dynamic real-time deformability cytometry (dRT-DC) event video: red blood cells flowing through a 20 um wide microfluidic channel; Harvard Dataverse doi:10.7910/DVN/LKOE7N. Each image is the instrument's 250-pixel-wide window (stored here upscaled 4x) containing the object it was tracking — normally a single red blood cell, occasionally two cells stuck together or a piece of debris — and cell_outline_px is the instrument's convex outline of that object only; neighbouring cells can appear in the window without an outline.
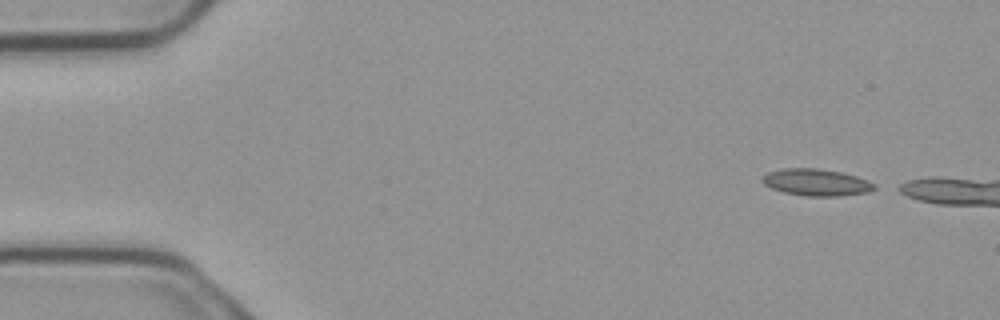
{"species": "common noctule bat (a hibernating species)", "species_latin": "Nyctalus noctula", "temperature_condition": "cold", "stored_images_in_passage": 5, "camera_frame_rate_fps": 3000, "um_per_image_px": 0.085, "animal": {"sex": "male", "body_mass_g": 23.1, "forearm_length_mm": 52.7}, "frame": {"image": 1, "passage_image": 1, "time_ms": 0.0, "image_size_px": [1000, 320], "cell_outline_px": [[876, 188], [868, 192], [840, 196], [804, 196], [784, 192], [772, 188], [764, 184], [760, 180], [760, 176], [768, 172], [784, 168], [820, 168], [840, 172], [856, 176], [868, 180], [876, 184]], "centroid_in_image_um": [69.37, 15.49], "position_along_channel_um": 15.6, "area_um2": 17.69}}
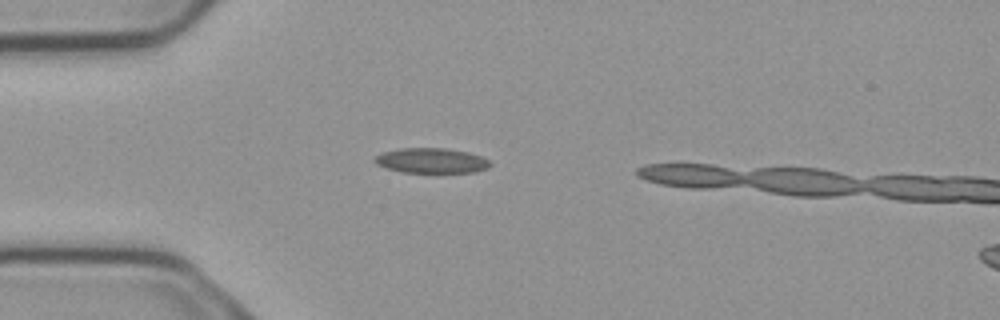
{"frame": {"image": 2, "passage_image": 4, "time_ms": 1.0, "image_size_px": [1000, 320], "cell_outline_px": [[492, 164], [488, 168], [476, 172], [400, 172], [376, 164], [372, 160], [380, 152], [400, 148], [444, 148], [468, 152], [480, 156], [488, 160]], "centroid_in_image_um": [36.64, 13.65], "position_along_channel_um": 48.4, "area_um2": 16.88}}